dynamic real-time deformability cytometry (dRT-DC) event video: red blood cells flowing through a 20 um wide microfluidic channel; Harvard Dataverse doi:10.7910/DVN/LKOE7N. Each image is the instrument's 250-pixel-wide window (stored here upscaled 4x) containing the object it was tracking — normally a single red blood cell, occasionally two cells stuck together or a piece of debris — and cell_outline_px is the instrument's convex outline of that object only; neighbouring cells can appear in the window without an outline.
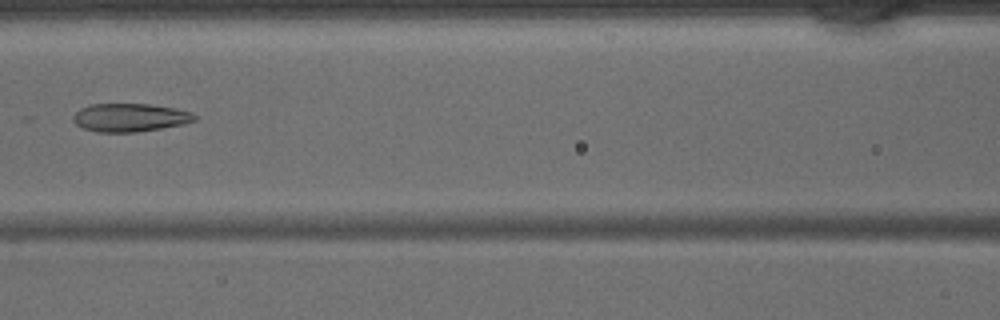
{"species": "common noctule bat (a hibernating species)", "species_latin": "Nyctalus noctula", "temperature_condition": "warm", "stored_images_in_passage": 43, "camera_frame_rate_fps": 3000, "um_per_image_px": 0.085, "animal": {"sex": "male", "body_mass_g": 15.6}, "frame": {"image": 1, "passage_image": 19, "time_ms": 6.0, "image_size_px": [1000, 320], "cell_outline_px": [[196, 120], [184, 124], [136, 132], [96, 132], [84, 128], [76, 124], [72, 120], [72, 116], [80, 108], [92, 104], [148, 104], [172, 108], [192, 112], [196, 116]], "centroid_in_image_um": [11.02, 9.99], "position_along_channel_um": 155.6, "area_um2": 19.88}}
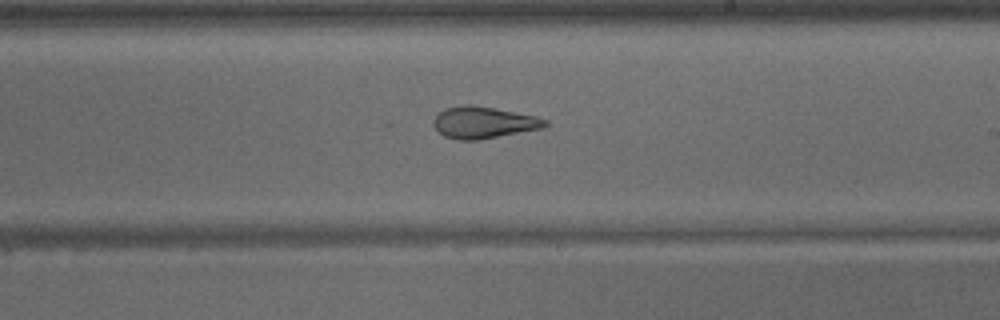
{"frame": {"image": 2, "passage_image": 25, "time_ms": 8.0, "image_size_px": [1000, 320], "cell_outline_px": [[548, 124], [544, 128], [476, 140], [456, 140], [444, 136], [432, 124], [432, 120], [444, 108], [464, 104], [468, 104], [496, 108], [536, 116], [548, 120]], "centroid_in_image_um": [41.1, 10.4], "position_along_channel_um": 247.9, "area_um2": 20.69}}
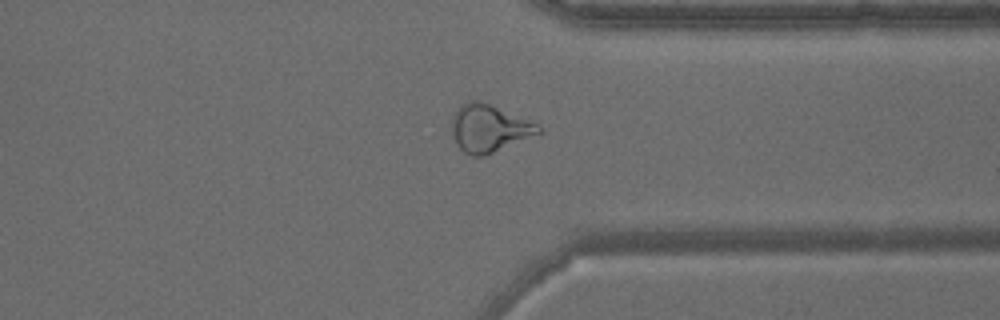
{"frame": {"image": 3, "passage_image": 33, "time_ms": 10.667, "image_size_px": [1000, 320], "cell_outline_px": [[544, 132], [492, 152], [480, 156], [472, 156], [464, 152], [456, 144], [452, 132], [452, 116], [456, 108], [460, 104], [468, 100], [480, 100], [492, 104], [536, 124]], "centroid_in_image_um": [41.52, 10.87], "position_along_channel_um": 369.9, "area_um2": 23.81}}